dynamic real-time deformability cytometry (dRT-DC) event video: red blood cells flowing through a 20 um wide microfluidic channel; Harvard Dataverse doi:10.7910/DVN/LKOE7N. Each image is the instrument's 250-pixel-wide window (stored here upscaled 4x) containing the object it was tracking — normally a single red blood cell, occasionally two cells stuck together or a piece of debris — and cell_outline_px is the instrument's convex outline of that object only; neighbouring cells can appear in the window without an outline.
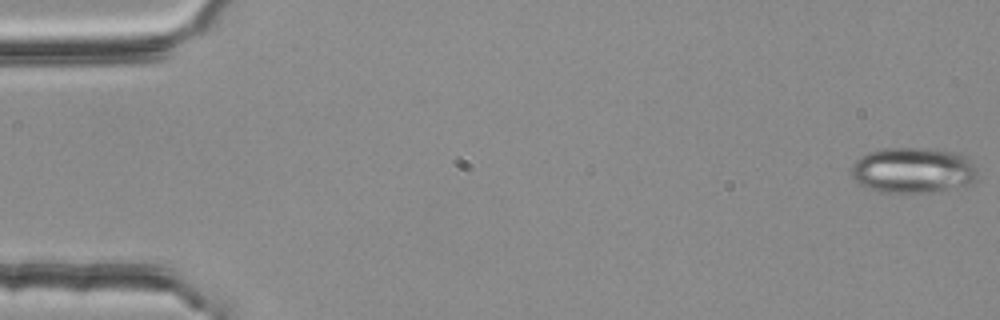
{"species": "common noctule bat (a hibernating species)", "species_latin": "Nyctalus noctula", "temperature_condition": "room temperature", "stored_images_in_passage": 11, "camera_frame_rate_fps": 3000, "um_per_image_px": 0.085, "animal": {"sex": "female", "body_mass_g": 25.1}, "frame": {"image": 1, "passage_image": 1, "time_ms": 0.0, "image_size_px": [1000, 320], "cell_outline_px": [[980, 176], [976, 180], [964, 184], [932, 192], [880, 192], [864, 188], [852, 176], [852, 168], [856, 160], [860, 156], [868, 152], [884, 148], [928, 148], [960, 152], [972, 160]], "centroid_in_image_um": [77.63, 14.45], "position_along_channel_um": 7.4, "area_um2": 33.76}}